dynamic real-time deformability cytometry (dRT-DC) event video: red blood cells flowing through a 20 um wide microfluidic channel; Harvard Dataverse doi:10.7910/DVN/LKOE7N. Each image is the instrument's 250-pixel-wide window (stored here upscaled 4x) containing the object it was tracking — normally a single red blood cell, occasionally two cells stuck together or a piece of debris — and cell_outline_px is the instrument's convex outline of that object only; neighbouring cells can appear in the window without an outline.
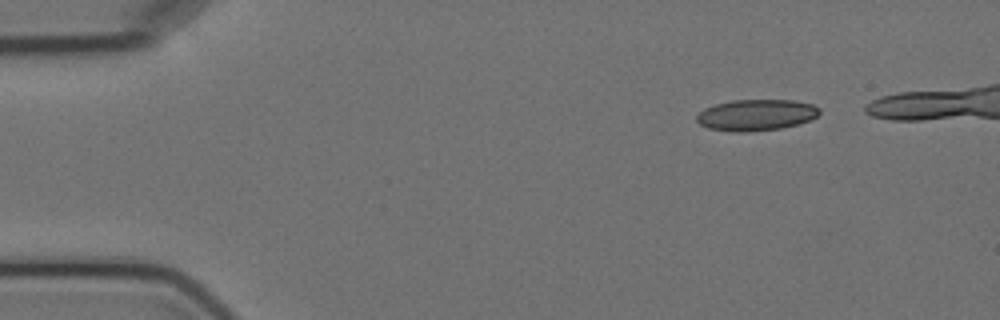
{"species": "Egyptian fruit bat (a non-hibernating species)", "species_latin": "Rousettus aegyptiacus", "temperature_condition": "cold", "stored_images_in_passage": 7, "camera_frame_rate_fps": 3000, "um_per_image_px": 0.085, "animal": {"sex": "female"}, "frame": {"image": 1, "passage_image": 1, "time_ms": 0.0, "image_size_px": [1000, 320], "cell_outline_px": [[820, 112], [816, 116], [808, 120], [796, 124], [780, 128], [748, 132], [736, 132], [708, 128], [700, 124], [696, 120], [696, 116], [704, 108], [716, 104], [732, 100], [792, 100], [812, 104], [820, 108]], "centroid_in_image_um": [64.25, 9.77], "position_along_channel_um": 20.8, "area_um2": 22.2}}
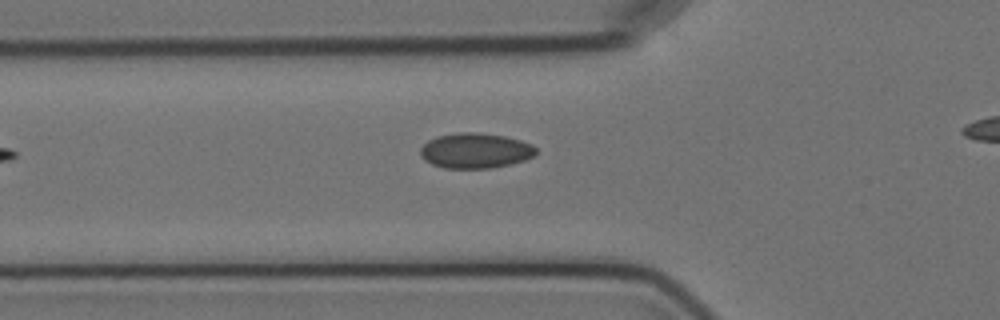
{"frame": {"image": 2, "passage_image": 7, "time_ms": 7.667, "image_size_px": [1000, 320], "cell_outline_px": [[536, 156], [512, 164], [492, 168], [444, 168], [432, 164], [424, 160], [420, 156], [420, 148], [428, 140], [436, 136], [460, 132], [476, 132], [504, 136], [520, 140], [532, 144], [536, 148]], "centroid_in_image_um": [40.4, 12.81], "position_along_channel_um": 85.4, "area_um2": 23.93}}